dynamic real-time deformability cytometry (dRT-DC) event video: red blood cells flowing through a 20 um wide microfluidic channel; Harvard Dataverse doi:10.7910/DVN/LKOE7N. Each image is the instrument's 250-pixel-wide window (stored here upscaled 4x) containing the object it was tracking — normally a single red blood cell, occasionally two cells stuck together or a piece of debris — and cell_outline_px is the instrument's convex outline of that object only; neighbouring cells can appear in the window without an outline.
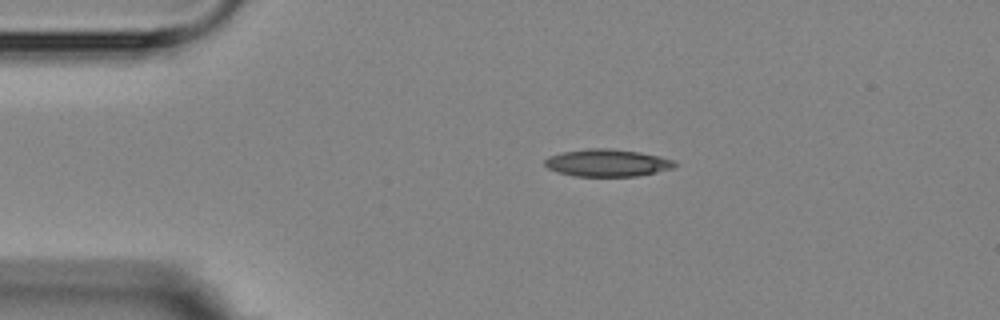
{"species": "Egyptian fruit bat (a non-hibernating species)", "species_latin": "Rousettus aegyptiacus", "temperature_condition": "room temperature", "stored_images_in_passage": 5, "camera_frame_rate_fps": 3000, "um_per_image_px": 0.085, "animal": {"sex": "female"}, "frame": {"image": 1, "passage_image": 1, "time_ms": 0.0, "image_size_px": [1000, 320], "cell_outline_px": [[680, 164], [672, 168], [656, 172], [636, 176], [572, 176], [556, 172], [548, 168], [544, 164], [544, 160], [548, 156], [564, 152], [588, 148], [608, 148], [640, 152], [660, 156], [672, 160]], "centroid_in_image_um": [51.6, 13.84], "position_along_channel_um": 33.4, "area_um2": 20.75}}
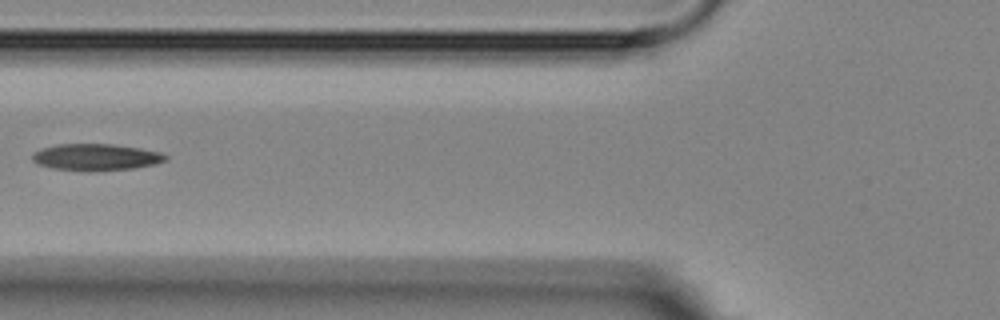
{"frame": {"image": 2, "passage_image": 4, "time_ms": 3.333, "image_size_px": [1000, 320], "cell_outline_px": [[168, 160], [152, 164], [132, 168], [52, 168], [36, 164], [32, 160], [32, 156], [40, 148], [56, 144], [112, 144], [140, 148], [160, 152], [168, 156]], "centroid_in_image_um": [8.15, 13.3], "position_along_channel_um": 117.7, "area_um2": 19.65}}
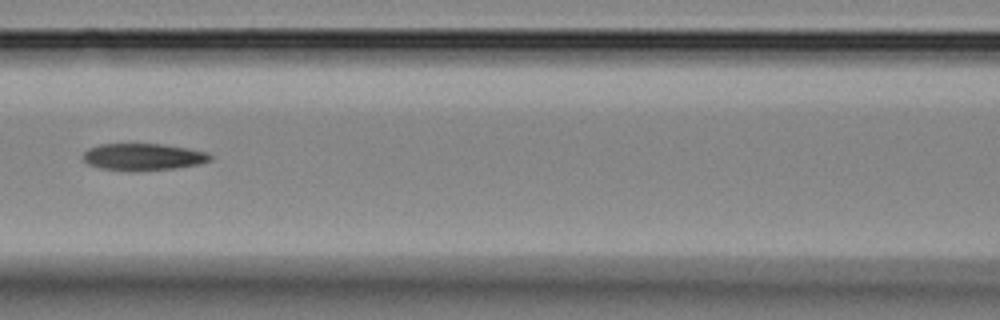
{"frame": {"image": 3, "passage_image": 5, "time_ms": 4.333, "image_size_px": [1000, 320], "cell_outline_px": [[212, 160], [196, 164], [172, 168], [132, 172], [100, 168], [88, 164], [84, 160], [84, 152], [88, 148], [100, 144], [160, 144], [184, 148], [204, 152], [212, 156]], "centroid_in_image_um": [12.1, 13.34], "position_along_channel_um": 154.5, "area_um2": 19.71}}